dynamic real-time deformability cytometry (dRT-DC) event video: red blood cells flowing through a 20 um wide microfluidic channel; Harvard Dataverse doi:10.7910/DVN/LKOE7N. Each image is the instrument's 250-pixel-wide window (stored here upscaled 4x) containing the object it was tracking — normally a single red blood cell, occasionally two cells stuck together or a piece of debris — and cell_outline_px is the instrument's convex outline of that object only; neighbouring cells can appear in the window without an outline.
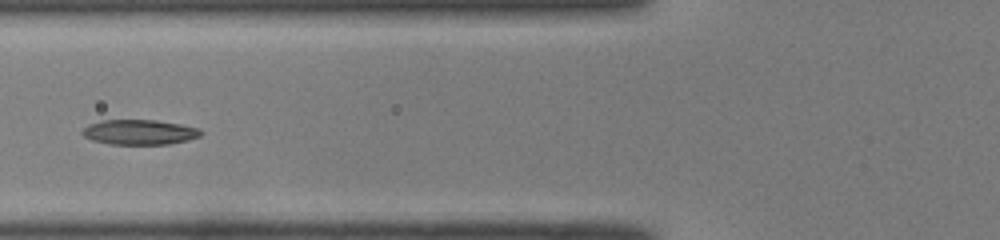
{"species": "common noctule bat (a hibernating species)", "species_latin": "Nyctalus noctula", "temperature_condition": "room temperature", "stored_images_in_passage": 24, "camera_frame_rate_fps": 3000, "um_per_image_px": 0.085, "animal": {"sex": "male", "body_mass_g": 19.0, "forearm_length_mm": 50.8}, "frame": {"image": 1, "passage_image": 8, "time_ms": 2.333, "image_size_px": [1000, 240], "cell_outline_px": [[204, 132], [200, 136], [188, 140], [168, 144], [108, 144], [92, 140], [84, 136], [80, 132], [88, 124], [104, 120], [156, 120], [180, 124], [200, 128]], "centroid_in_image_um": [11.87, 11.23], "position_along_channel_um": 113.9, "area_um2": 17.34}}